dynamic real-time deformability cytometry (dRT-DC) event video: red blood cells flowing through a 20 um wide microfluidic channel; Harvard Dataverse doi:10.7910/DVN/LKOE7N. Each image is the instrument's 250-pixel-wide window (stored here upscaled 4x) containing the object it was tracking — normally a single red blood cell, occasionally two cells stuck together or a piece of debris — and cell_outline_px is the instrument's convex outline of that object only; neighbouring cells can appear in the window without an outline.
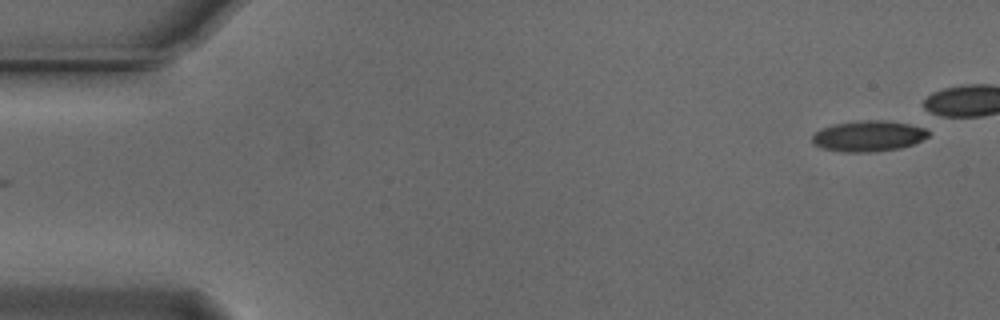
{"species": "Egyptian fruit bat (a non-hibernating species)", "species_latin": "Rousettus aegyptiacus", "temperature_condition": "cold", "stored_images_in_passage": 9, "camera_frame_rate_fps": 3000, "um_per_image_px": 0.085, "animal": {"sex": "male"}, "frame": {"image": 1, "passage_image": 1, "time_ms": 0.0, "image_size_px": [1000, 320], "cell_outline_px": [[928, 136], [912, 144], [900, 148], [876, 152], [840, 152], [820, 148], [812, 144], [812, 136], [820, 128], [836, 124], [868, 120], [880, 120], [908, 124], [924, 128], [928, 132]], "centroid_in_image_um": [73.75, 11.59], "position_along_channel_um": 11.2, "area_um2": 20.69}}